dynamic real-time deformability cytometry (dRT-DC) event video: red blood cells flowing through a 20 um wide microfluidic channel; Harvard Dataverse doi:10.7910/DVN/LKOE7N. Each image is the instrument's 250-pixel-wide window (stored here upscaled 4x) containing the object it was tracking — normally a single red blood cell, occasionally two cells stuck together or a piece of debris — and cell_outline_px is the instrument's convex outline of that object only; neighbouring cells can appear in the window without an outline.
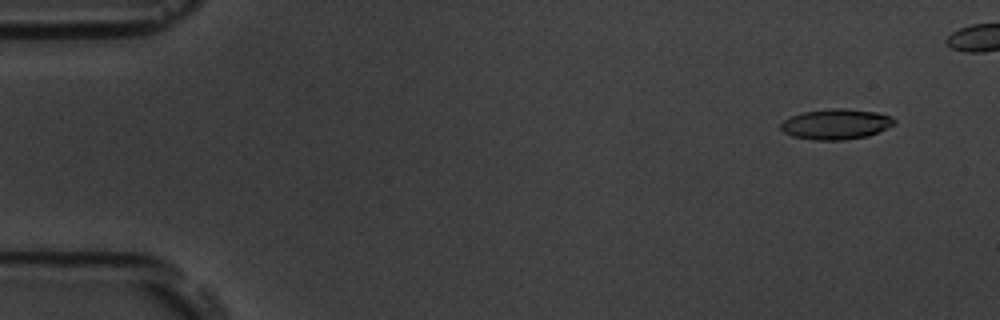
{"species": "common noctule bat (a hibernating species)", "species_latin": "Nyctalus noctula", "temperature_condition": "room temperature", "stored_images_in_passage": 48, "camera_frame_rate_fps": 3000, "um_per_image_px": 0.085, "animal": {"sex": "male", "body_mass_g": 19.5, "forearm_length_mm": 54.6}, "frame": {"image": 1, "passage_image": 4, "time_ms": 1.0, "image_size_px": [1000, 320], "cell_outline_px": [[896, 124], [868, 136], [844, 140], [812, 140], [792, 136], [784, 132], [780, 128], [780, 124], [784, 120], [792, 116], [804, 112], [828, 108], [844, 108], [876, 112], [892, 116], [896, 120]], "centroid_in_image_um": [71.08, 10.55], "position_along_channel_um": 13.9, "area_um2": 20.23}}
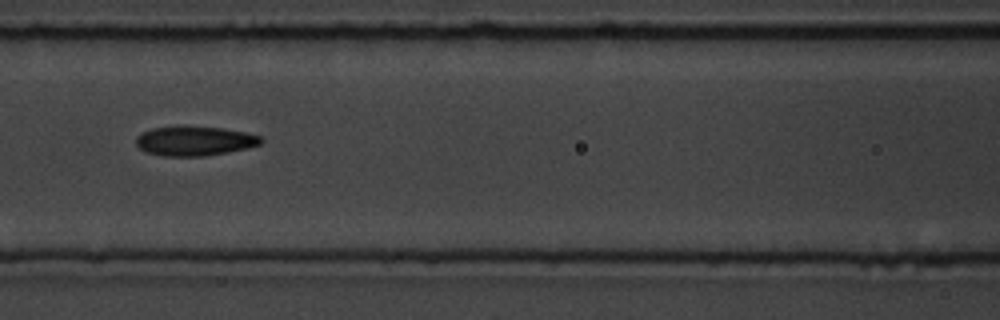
{"frame": {"image": 2, "passage_image": 24, "time_ms": 7.667, "image_size_px": [1000, 320], "cell_outline_px": [[264, 140], [260, 144], [228, 152], [204, 156], [164, 156], [144, 152], [136, 144], [136, 136], [140, 132], [152, 128], [176, 124], [184, 124], [220, 128], [244, 132], [260, 136]], "centroid_in_image_um": [16.46, 11.95], "position_along_channel_um": 150.1, "area_um2": 21.96}}
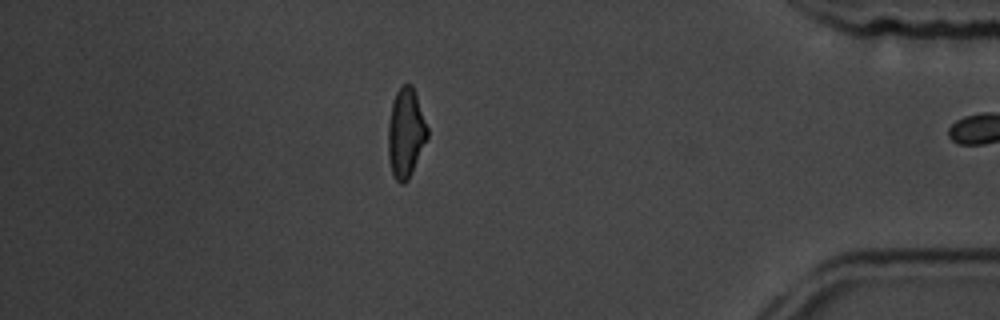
{"frame": {"image": 3, "passage_image": 47, "time_ms": 15.333, "image_size_px": [1000, 320], "cell_outline_px": [[428, 136], [412, 172], [408, 180], [404, 184], [400, 184], [392, 176], [388, 160], [388, 124], [392, 100], [396, 92], [404, 84], [412, 84], [428, 128]], "centroid_in_image_um": [34.47, 11.33], "position_along_channel_um": 400.7, "area_um2": 20.52}, "authors_computed_cell_mechanics": {"area_um2": 20.8947, "velocity_mm_per_s": 3.7827, "shape_relaxation_time_tau1_ms": 4.2938, "shape_relaxation_time_tau2_ms": 4.4189, "deformation_change_tau1": 0.1335, "deformation_change_tau2": 0.1355}}